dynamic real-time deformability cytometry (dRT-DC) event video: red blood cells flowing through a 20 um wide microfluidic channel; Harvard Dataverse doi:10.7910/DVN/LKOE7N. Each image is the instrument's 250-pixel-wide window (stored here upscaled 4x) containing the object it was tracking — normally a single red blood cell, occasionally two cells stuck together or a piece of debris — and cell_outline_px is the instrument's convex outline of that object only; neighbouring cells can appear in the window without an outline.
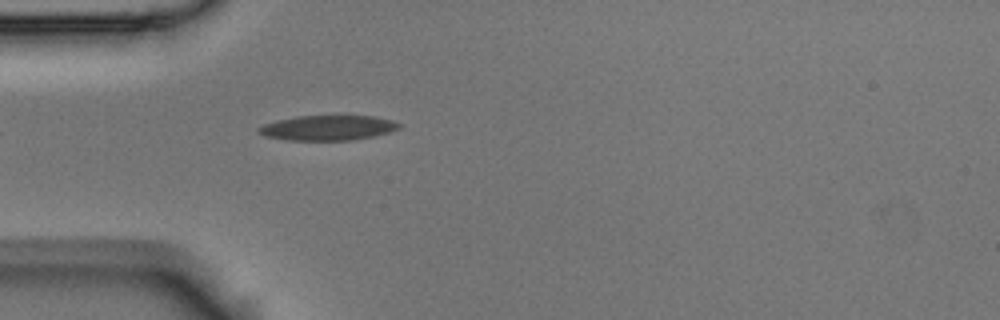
{"species": "Egyptian fruit bat (a non-hibernating species)", "species_latin": "Rousettus aegyptiacus", "temperature_condition": "room temperature", "stored_images_in_passage": 2, "camera_frame_rate_fps": 3000, "um_per_image_px": 0.085, "animal": {"sex": "male"}, "frame": {"image": 1, "passage_image": 2, "time_ms": 0.333, "image_size_px": [1000, 320], "cell_outline_px": [[400, 128], [392, 132], [376, 136], [352, 140], [288, 140], [264, 136], [256, 132], [256, 128], [264, 124], [276, 120], [296, 116], [372, 116], [392, 120], [400, 124]], "centroid_in_image_um": [27.85, 10.87], "position_along_channel_um": 57.1, "area_um2": 20.63}}